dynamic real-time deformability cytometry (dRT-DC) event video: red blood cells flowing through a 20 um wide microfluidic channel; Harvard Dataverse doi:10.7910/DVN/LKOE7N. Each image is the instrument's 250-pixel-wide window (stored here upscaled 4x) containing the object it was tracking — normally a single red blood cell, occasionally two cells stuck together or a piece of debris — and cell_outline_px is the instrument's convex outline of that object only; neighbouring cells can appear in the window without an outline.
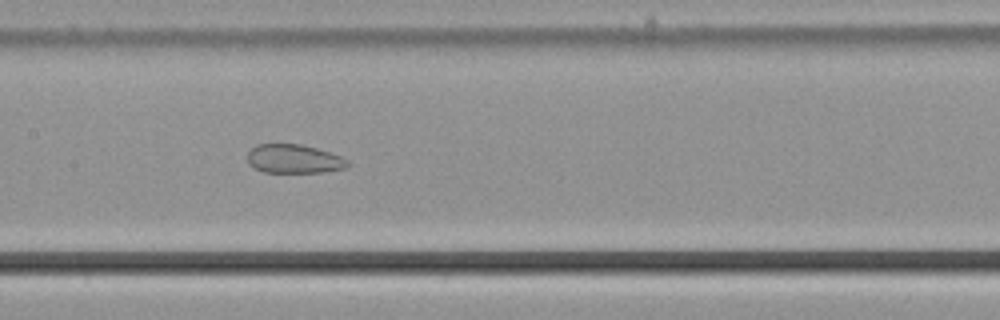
{"species": "common noctule bat (a hibernating species)", "species_latin": "Nyctalus noctula", "temperature_condition": "cold", "stored_images_in_passage": 44, "camera_frame_rate_fps": 3000, "um_per_image_px": 0.085, "animal": {"sex": "male", "body_mass_g": 21.5, "forearm_length_mm": 52.0}, "frame": {"image": 1, "passage_image": 27, "time_ms": 8.667, "image_size_px": [1000, 320], "cell_outline_px": [[352, 164], [348, 168], [324, 172], [264, 172], [252, 168], [248, 164], [248, 152], [256, 144], [300, 144], [316, 148], [340, 156], [348, 160]], "centroid_in_image_um": [25.0, 13.51], "position_along_channel_um": 182.4, "area_um2": 16.99}}
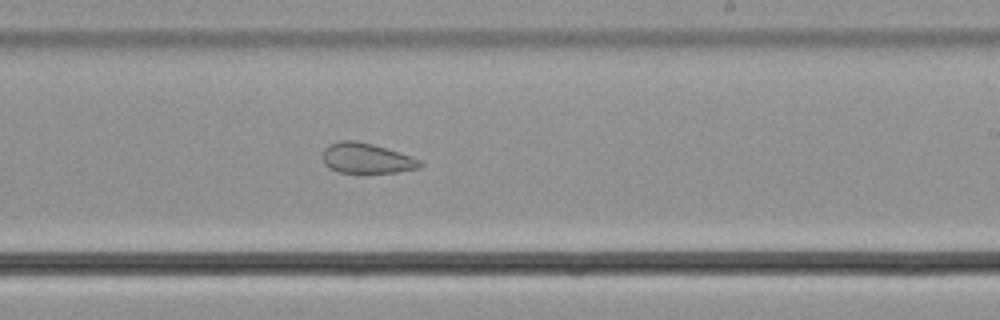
{"frame": {"image": 2, "passage_image": 33, "time_ms": 10.667, "image_size_px": [1000, 320], "cell_outline_px": [[424, 164], [420, 168], [396, 172], [340, 172], [328, 168], [324, 164], [324, 148], [328, 144], [340, 140], [356, 140], [372, 144], [412, 156], [420, 160]], "centroid_in_image_um": [31.16, 13.44], "position_along_channel_um": 257.8, "area_um2": 17.11}}
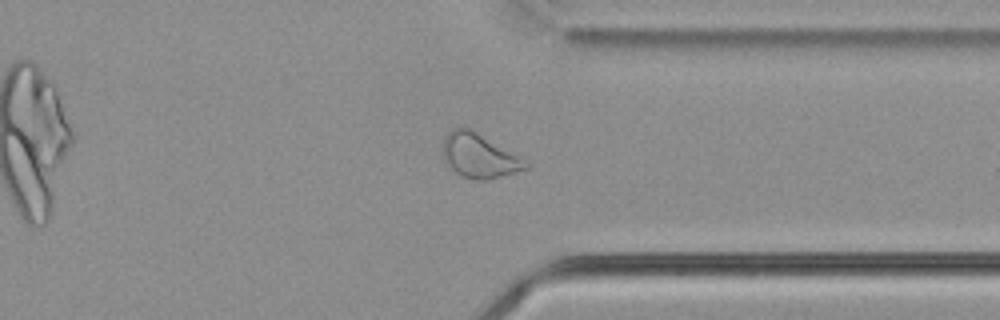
{"frame": {"image": 3, "passage_image": 42, "time_ms": 13.667, "image_size_px": [1000, 320], "cell_outline_px": [[528, 168], [488, 180], [472, 180], [460, 176], [444, 160], [444, 136], [452, 128], [468, 128], [516, 156], [528, 164]], "centroid_in_image_um": [40.66, 13.28], "position_along_channel_um": 370.7, "area_um2": 20.4}}